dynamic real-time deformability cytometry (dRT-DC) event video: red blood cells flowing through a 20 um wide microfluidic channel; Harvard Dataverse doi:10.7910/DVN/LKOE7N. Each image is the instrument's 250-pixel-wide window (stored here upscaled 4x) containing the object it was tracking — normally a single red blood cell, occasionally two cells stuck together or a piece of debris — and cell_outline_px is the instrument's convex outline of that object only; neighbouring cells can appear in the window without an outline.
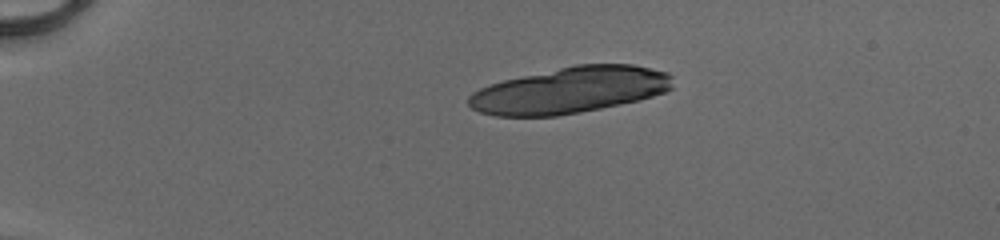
{"species": "human", "species_latin": "Homo sapiens", "temperature_condition": "cold", "stored_images_in_passage": 11, "camera_frame_rate_fps": 3000, "um_per_image_px": 0.085, "donor": {"sex": "male"}, "frame": {"image": 1, "passage_image": 1, "time_ms": 0.0, "image_size_px": [1000, 240], "cell_outline_px": [[672, 88], [664, 92], [640, 100], [580, 112], [556, 116], [496, 116], [480, 112], [472, 108], [468, 104], [468, 96], [472, 92], [480, 88], [504, 80], [576, 64], [632, 64], [668, 72], [672, 76]], "centroid_in_image_um": [48.46, 7.66], "position_along_channel_um": 36.5, "area_um2": 54.79}}